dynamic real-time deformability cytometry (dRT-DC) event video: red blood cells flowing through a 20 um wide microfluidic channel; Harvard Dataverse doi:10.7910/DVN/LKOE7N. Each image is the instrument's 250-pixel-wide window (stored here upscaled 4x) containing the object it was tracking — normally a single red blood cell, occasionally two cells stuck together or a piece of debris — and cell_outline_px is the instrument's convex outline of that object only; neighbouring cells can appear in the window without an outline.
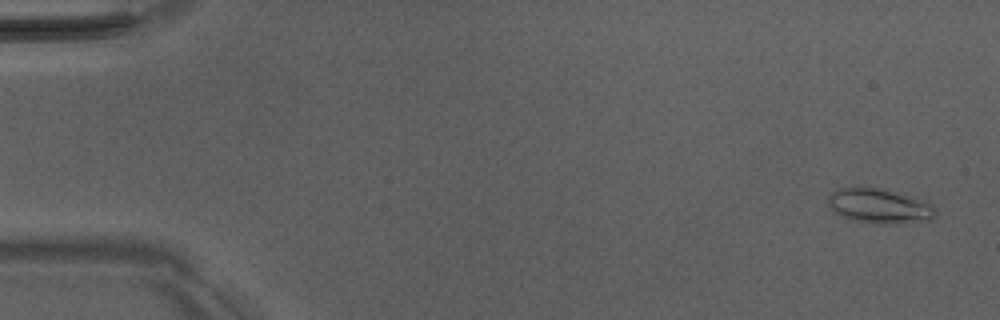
{"species": "Egyptian fruit bat (a non-hibernating species)", "species_latin": "Rousettus aegyptiacus", "temperature_condition": "room temperature", "stored_images_in_passage": 6, "camera_frame_rate_fps": 3000, "um_per_image_px": 0.085, "animal": {"sex": "male"}, "frame": {"image": 1, "passage_image": 1, "time_ms": 0.0, "image_size_px": [1000, 320], "cell_outline_px": [[936, 216], [932, 220], [904, 224], [876, 224], [852, 220], [836, 212], [828, 204], [828, 196], [832, 192], [840, 188], [860, 184], [884, 188], [928, 200], [932, 204], [936, 212]], "centroid_in_image_um": [74.81, 17.48], "position_along_channel_um": 10.2, "area_um2": 22.77}}